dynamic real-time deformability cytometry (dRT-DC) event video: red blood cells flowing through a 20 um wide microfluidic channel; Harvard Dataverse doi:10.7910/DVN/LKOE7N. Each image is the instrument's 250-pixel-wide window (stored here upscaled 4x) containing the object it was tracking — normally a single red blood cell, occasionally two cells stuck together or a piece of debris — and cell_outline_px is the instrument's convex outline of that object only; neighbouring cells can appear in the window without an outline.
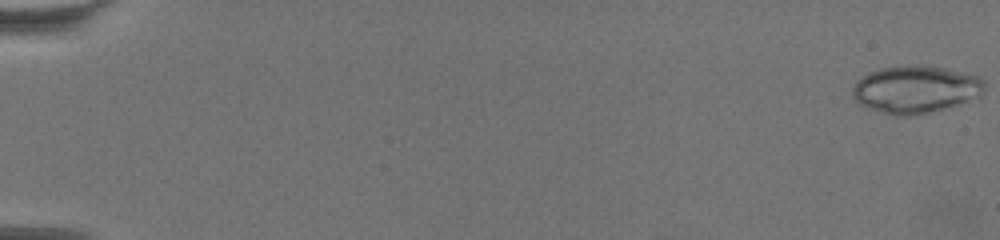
{"species": "common noctule bat (a hibernating species)", "species_latin": "Nyctalus noctula", "temperature_condition": "warm", "stored_images_in_passage": 63, "camera_frame_rate_fps": 3000, "um_per_image_px": 0.085, "animal": {"sex": "female", "body_mass_g": 19.5, "forearm_length_mm": 54.1}, "frame": {"image": 1, "passage_image": 1, "time_ms": 0.0, "image_size_px": [1000, 240], "cell_outline_px": [[984, 92], [980, 96], [928, 112], [908, 116], [896, 116], [868, 108], [860, 104], [852, 96], [852, 88], [856, 80], [880, 68], [944, 68], [976, 76], [984, 80]], "centroid_in_image_um": [77.78, 7.64], "position_along_channel_um": 7.2, "area_um2": 35.03}}